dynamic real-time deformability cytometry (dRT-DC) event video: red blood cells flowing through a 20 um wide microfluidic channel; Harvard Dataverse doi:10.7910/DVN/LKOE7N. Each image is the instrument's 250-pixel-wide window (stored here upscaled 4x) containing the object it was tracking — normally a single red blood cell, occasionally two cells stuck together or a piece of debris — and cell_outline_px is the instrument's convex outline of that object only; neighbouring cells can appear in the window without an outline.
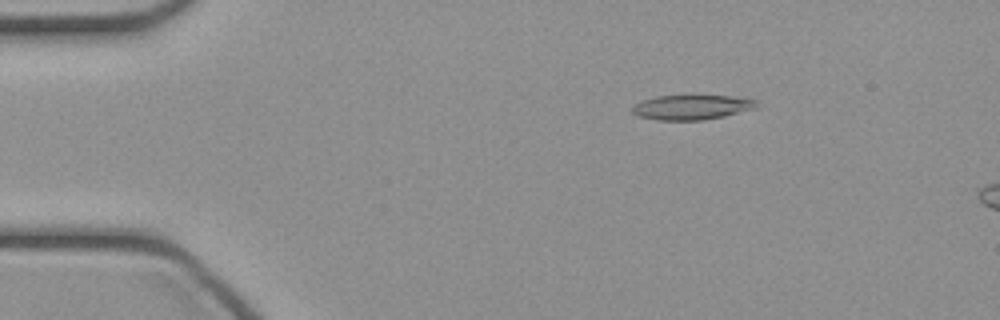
{"species": "common noctule bat (a hibernating species)", "species_latin": "Nyctalus noctula", "temperature_condition": "cold", "stored_images_in_passage": 13, "camera_frame_rate_fps": 3000, "um_per_image_px": 0.085, "animal": {"sex": "female", "body_mass_g": 21.9}, "frame": {"image": 1, "passage_image": 8, "time_ms": 2.333, "image_size_px": [1000, 320], "cell_outline_px": [[756, 108], [724, 116], [704, 120], [656, 120], [636, 116], [632, 112], [632, 108], [636, 104], [644, 100], [656, 96], [732, 96], [756, 100]], "centroid_in_image_um": [58.77, 9.13], "position_along_channel_um": 26.2, "area_um2": 17.74}}